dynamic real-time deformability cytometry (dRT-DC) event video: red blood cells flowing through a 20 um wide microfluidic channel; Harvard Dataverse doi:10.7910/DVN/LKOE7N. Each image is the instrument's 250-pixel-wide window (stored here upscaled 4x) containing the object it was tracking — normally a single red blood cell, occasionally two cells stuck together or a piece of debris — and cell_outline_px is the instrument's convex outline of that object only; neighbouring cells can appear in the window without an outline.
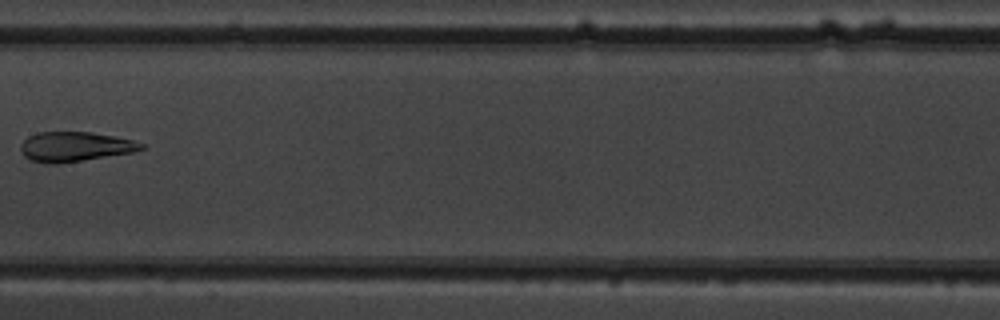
{"species": "common noctule bat (a hibernating species)", "species_latin": "Nyctalus noctula", "temperature_condition": "warm", "stored_images_in_passage": 9, "camera_frame_rate_fps": 3000, "um_per_image_px": 0.085, "animal": {"sex": "male", "body_mass_g": 19.5, "forearm_length_mm": 54.6}, "frame": {"image": 1, "passage_image": 8, "time_ms": 8.333, "image_size_px": [1000, 320], "cell_outline_px": [[148, 148], [132, 152], [56, 164], [48, 164], [32, 160], [24, 156], [20, 152], [20, 144], [28, 136], [40, 132], [92, 132], [132, 140], [144, 144]], "centroid_in_image_um": [6.35, 12.46], "position_along_channel_um": 201.1, "area_um2": 20.75}}
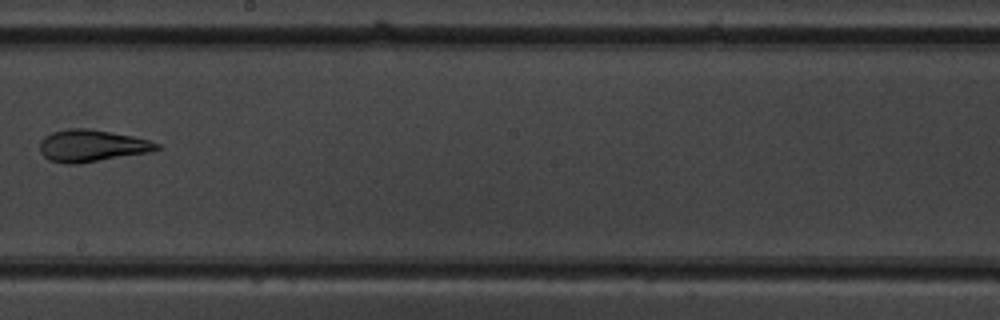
{"frame": {"image": 2, "passage_image": 9, "time_ms": 9.333, "image_size_px": [1000, 320], "cell_outline_px": [[160, 148], [148, 152], [76, 164], [68, 164], [48, 160], [40, 152], [40, 140], [44, 136], [52, 132], [72, 128], [88, 128], [132, 136], [148, 140], [160, 144]], "centroid_in_image_um": [7.75, 12.38], "position_along_channel_um": 240.4, "area_um2": 21.56}}